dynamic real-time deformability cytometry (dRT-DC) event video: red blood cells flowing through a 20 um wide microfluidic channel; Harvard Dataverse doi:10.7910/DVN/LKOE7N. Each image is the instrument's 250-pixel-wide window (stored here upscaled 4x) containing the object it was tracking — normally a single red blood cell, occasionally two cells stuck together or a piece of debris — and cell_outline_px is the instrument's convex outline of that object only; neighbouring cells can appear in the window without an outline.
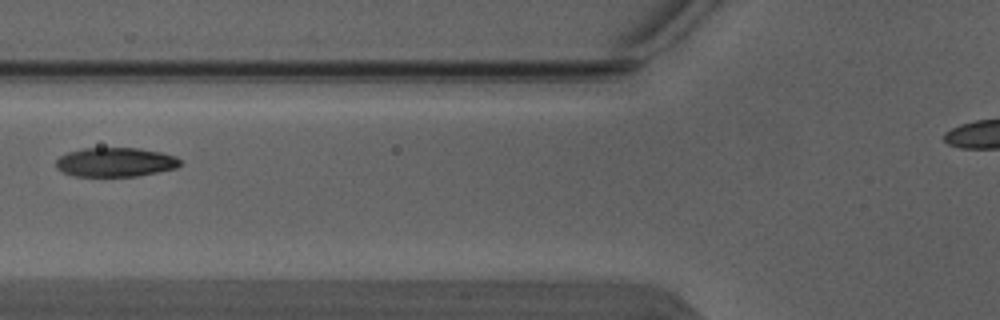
{"species": "Egyptian fruit bat (a non-hibernating species)", "species_latin": "Rousettus aegyptiacus", "temperature_condition": "warm", "stored_images_in_passage": 7, "camera_frame_rate_fps": 3000, "um_per_image_px": 0.085, "animal": {"sex": "male"}, "frame": {"image": 1, "passage_image": 6, "time_ms": 1.667, "image_size_px": [1000, 320], "cell_outline_px": [[180, 164], [176, 168], [136, 176], [72, 176], [56, 168], [56, 160], [60, 156], [68, 152], [84, 148], [140, 148], [160, 152], [176, 156], [180, 160]], "centroid_in_image_um": [9.79, 13.78], "position_along_channel_um": 116.0, "area_um2": 21.04}}